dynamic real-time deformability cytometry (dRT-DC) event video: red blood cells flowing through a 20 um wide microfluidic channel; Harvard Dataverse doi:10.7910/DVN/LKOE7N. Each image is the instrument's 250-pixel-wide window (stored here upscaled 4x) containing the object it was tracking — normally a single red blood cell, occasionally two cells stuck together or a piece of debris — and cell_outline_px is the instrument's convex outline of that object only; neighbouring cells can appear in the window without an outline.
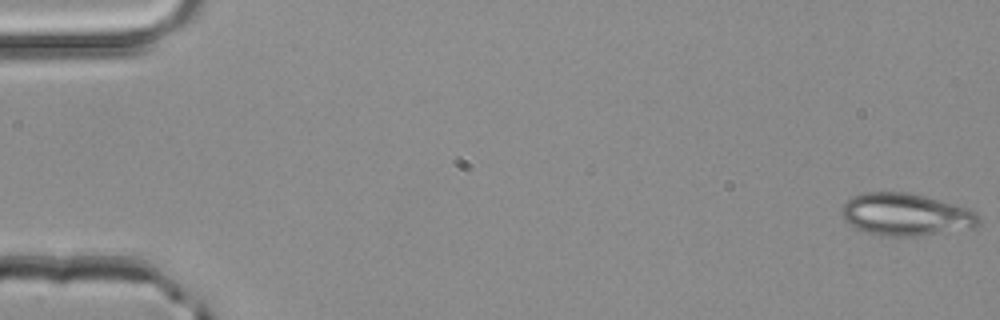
{"species": "common noctule bat (a hibernating species)", "species_latin": "Nyctalus noctula", "temperature_condition": "room temperature", "stored_images_in_passage": 50, "camera_frame_rate_fps": 3000, "um_per_image_px": 0.085, "animal": {"sex": "male", "body_mass_g": 20.4}, "frame": {"image": 1, "passage_image": 1, "time_ms": 0.0, "image_size_px": [1000, 320], "cell_outline_px": [[980, 224], [972, 228], [916, 236], [880, 236], [856, 228], [848, 224], [844, 220], [840, 212], [840, 208], [852, 196], [864, 192], [908, 192], [924, 196], [968, 208], [976, 212], [980, 216]], "centroid_in_image_um": [76.97, 18.24], "position_along_channel_um": 8.0, "area_um2": 33.93}}
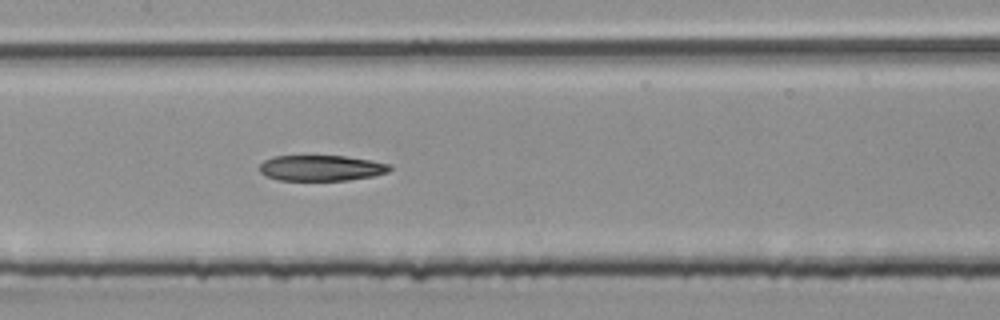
{"frame": {"image": 2, "passage_image": 25, "time_ms": 8.0, "image_size_px": [1000, 320], "cell_outline_px": [[392, 168], [388, 172], [372, 176], [348, 180], [280, 180], [264, 176], [260, 172], [260, 164], [264, 160], [272, 156], [344, 156], [372, 160], [392, 164]], "centroid_in_image_um": [27.31, 14.28], "position_along_channel_um": 180.1, "area_um2": 19.59}}
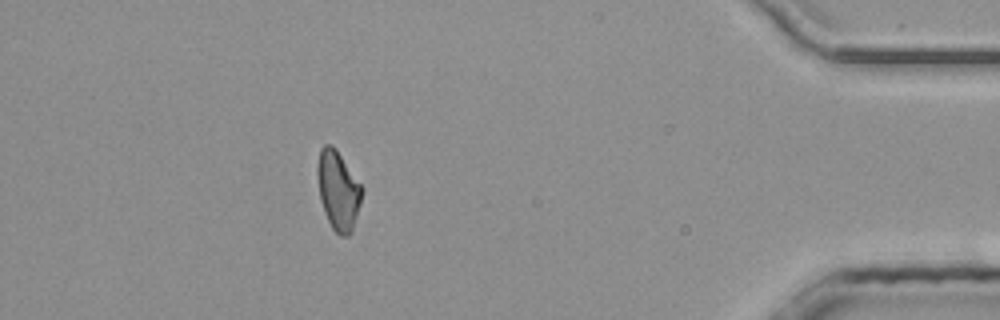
{"frame": {"image": 3, "passage_image": 45, "time_ms": 14.667, "image_size_px": [1000, 320], "cell_outline_px": [[364, 192], [352, 232], [348, 236], [340, 236], [332, 228], [324, 212], [320, 200], [316, 172], [316, 168], [320, 148], [324, 144], [332, 144], [336, 148], [364, 188]], "centroid_in_image_um": [28.75, 16.17], "position_along_channel_um": 406.5, "area_um2": 20.92}}